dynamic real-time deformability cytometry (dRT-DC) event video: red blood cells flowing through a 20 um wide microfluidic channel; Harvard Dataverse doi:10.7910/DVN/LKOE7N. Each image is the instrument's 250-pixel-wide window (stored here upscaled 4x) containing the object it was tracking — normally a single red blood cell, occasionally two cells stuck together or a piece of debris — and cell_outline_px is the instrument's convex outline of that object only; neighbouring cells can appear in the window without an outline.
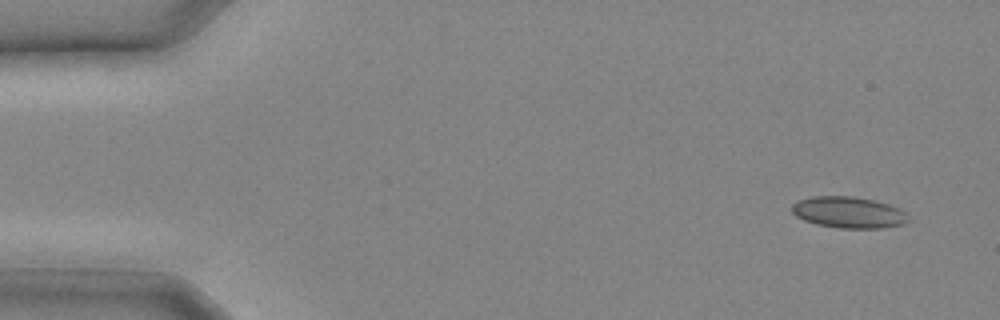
{"species": "common noctule bat (a hibernating species)", "species_latin": "Nyctalus noctula", "temperature_condition": "cold", "stored_images_in_passage": 9, "camera_frame_rate_fps": 3000, "um_per_image_px": 0.085, "animal": {"sex": "male", "body_mass_g": 20.4}, "frame": {"image": 1, "passage_image": 1, "time_ms": 0.0, "image_size_px": [1000, 320], "cell_outline_px": [[912, 220], [904, 224], [880, 228], [840, 228], [816, 224], [804, 220], [796, 216], [792, 212], [792, 204], [800, 200], [812, 196], [852, 196], [872, 200], [888, 204], [900, 208]], "centroid_in_image_um": [72.15, 18.06], "position_along_channel_um": 12.8, "area_um2": 21.27}}
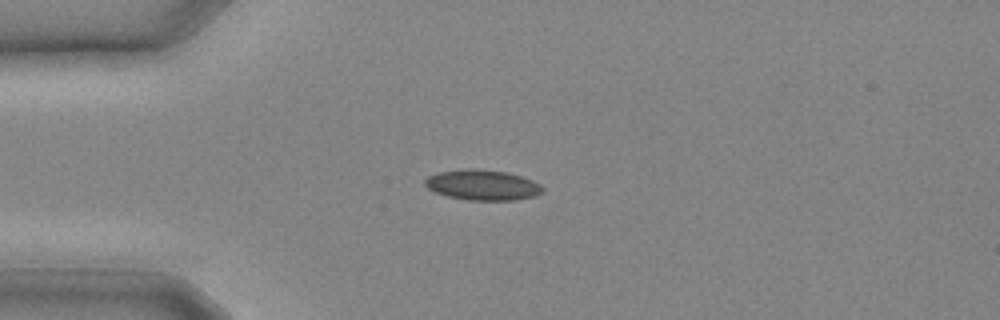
{"frame": {"image": 2, "passage_image": 6, "time_ms": 1.667, "image_size_px": [1000, 320], "cell_outline_px": [[544, 192], [532, 196], [516, 200], [468, 200], [448, 196], [436, 192], [428, 188], [424, 184], [424, 180], [428, 176], [440, 172], [468, 168], [472, 168], [508, 172], [532, 180], [540, 184], [544, 188]], "centroid_in_image_um": [41.02, 15.72], "position_along_channel_um": 44.0, "area_um2": 20.75}}
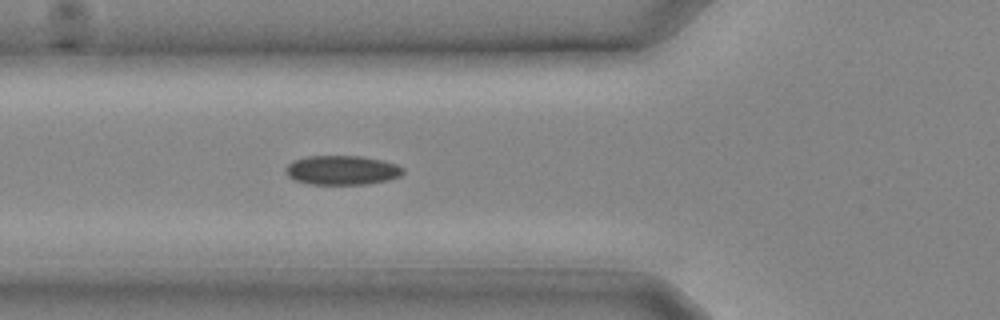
{"frame": {"image": 3, "passage_image": 9, "time_ms": 2.667, "image_size_px": [1000, 320], "cell_outline_px": [[404, 172], [400, 176], [388, 180], [368, 184], [312, 184], [296, 180], [288, 176], [284, 172], [284, 168], [292, 160], [308, 156], [360, 156], [380, 160], [396, 164], [404, 168]], "centroid_in_image_um": [29.05, 14.46], "position_along_channel_um": 96.7, "area_um2": 20.06}}